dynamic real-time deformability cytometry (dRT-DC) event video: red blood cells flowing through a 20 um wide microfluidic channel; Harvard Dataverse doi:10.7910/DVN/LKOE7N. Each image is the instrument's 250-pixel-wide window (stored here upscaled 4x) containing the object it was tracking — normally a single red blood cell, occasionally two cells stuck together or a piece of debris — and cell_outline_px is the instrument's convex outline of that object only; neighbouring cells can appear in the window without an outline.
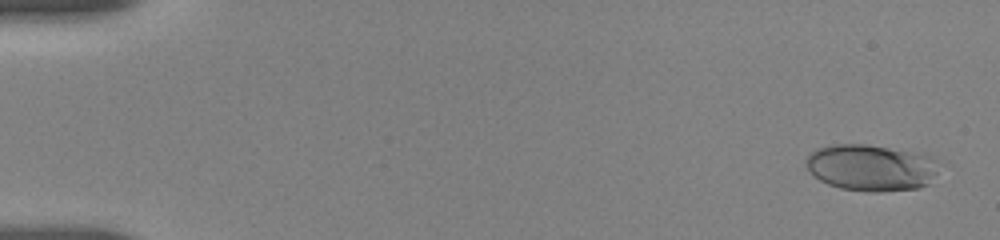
{"species": "human", "species_latin": "Homo sapiens", "temperature_condition": "room temperature", "stored_images_in_passage": 43, "camera_frame_rate_fps": 3000, "um_per_image_px": 0.085, "donor": {"sex": "female"}, "frame": {"image": 1, "passage_image": 1, "time_ms": 0.0, "image_size_px": [1000, 240], "cell_outline_px": [[936, 172], [928, 184], [920, 188], [880, 192], [868, 192], [840, 188], [828, 184], [820, 180], [804, 164], [804, 160], [816, 148], [832, 144], [868, 144], [924, 152], [936, 156]], "centroid_in_image_um": [74.08, 14.22], "position_along_channel_um": 10.9, "area_um2": 36.65}}
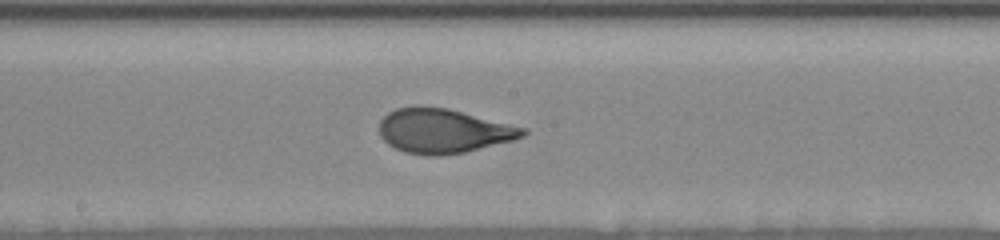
{"frame": {"image": 2, "passage_image": 24, "time_ms": 9.333, "image_size_px": [1000, 240], "cell_outline_px": [[528, 132], [524, 136], [512, 140], [464, 152], [440, 156], [428, 156], [404, 152], [388, 144], [380, 136], [380, 120], [388, 112], [396, 108], [416, 104], [424, 104], [448, 108], [528, 128]], "centroid_in_image_um": [37.67, 11.1], "position_along_channel_um": 210.5, "area_um2": 37.63}}
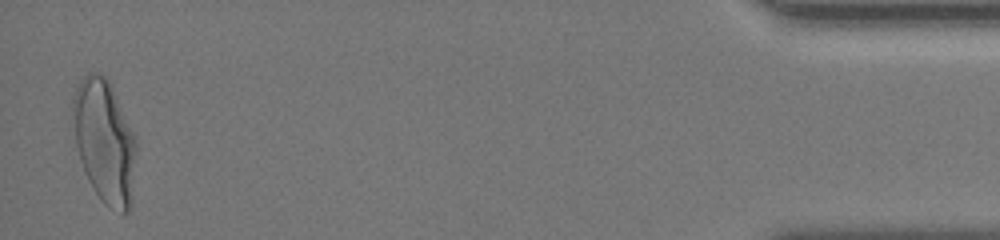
{"frame": {"image": 3, "passage_image": 43, "time_ms": 17.333, "image_size_px": [1000, 240], "cell_outline_px": [[136, 148], [132, 204], [128, 212], [124, 212], [108, 208], [100, 200], [92, 188], [84, 172], [80, 160], [76, 144], [72, 112], [72, 100], [76, 88], [80, 80], [88, 72], [96, 72], [104, 76], [108, 80], [136, 136]], "centroid_in_image_um": [8.89, 12.04], "position_along_channel_um": 426.3, "area_um2": 45.72}, "authors_computed_cell_mechanics": {"area_um2": 36.5296, "velocity_mm_per_s": 3.6702, "shape_relaxation_time_tau1_ms": 3.741, "shape_relaxation_time_tau2_ms": null, "deformation_change_tau1": 0.1754, "deformation_change_tau2": null}}